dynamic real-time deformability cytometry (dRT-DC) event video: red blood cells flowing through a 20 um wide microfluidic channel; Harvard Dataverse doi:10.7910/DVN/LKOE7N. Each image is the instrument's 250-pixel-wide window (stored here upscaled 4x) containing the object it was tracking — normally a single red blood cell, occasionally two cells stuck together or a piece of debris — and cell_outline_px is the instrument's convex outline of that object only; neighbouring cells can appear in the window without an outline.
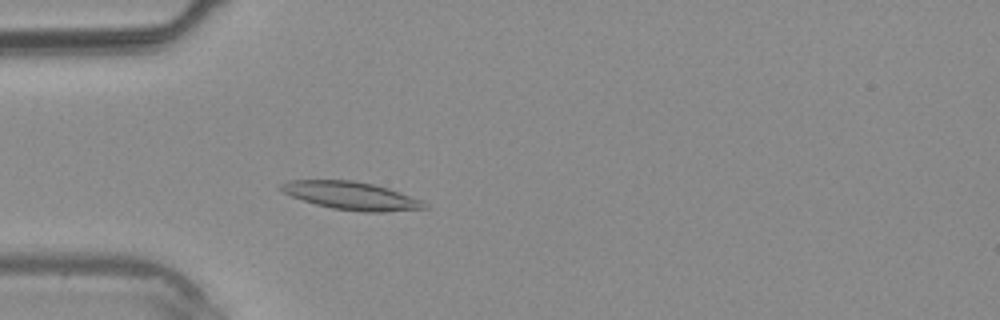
{"species": "common noctule bat (a hibernating species)", "species_latin": "Nyctalus noctula", "temperature_condition": "warm", "stored_images_in_passage": 39, "camera_frame_rate_fps": 3000, "um_per_image_px": 0.085, "animal": {"sex": "male", "body_mass_g": 20.4}, "frame": {"image": 1, "passage_image": 12, "time_ms": 3.667, "image_size_px": [1000, 320], "cell_outline_px": [[428, 208], [380, 212], [364, 212], [332, 208], [316, 204], [292, 196], [276, 188], [280, 184], [288, 180], [352, 180], [372, 184], [388, 188], [420, 200]], "centroid_in_image_um": [29.79, 16.62], "position_along_channel_um": 55.2, "area_um2": 23.0}}
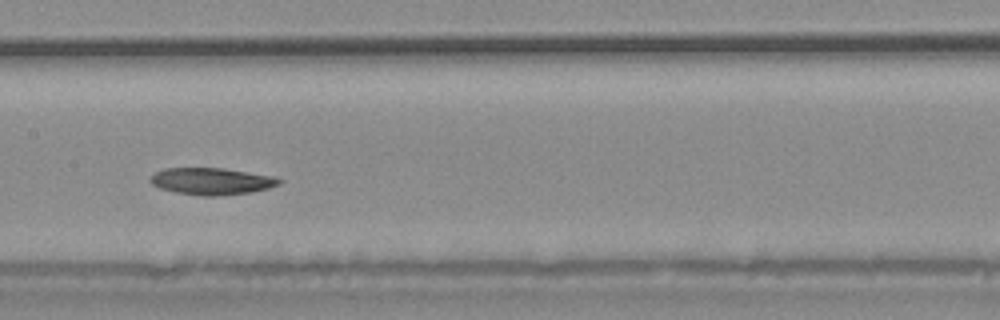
{"frame": {"image": 2, "passage_image": 20, "time_ms": 6.333, "image_size_px": [1000, 320], "cell_outline_px": [[284, 180], [280, 184], [268, 188], [252, 192], [216, 196], [200, 196], [176, 192], [160, 188], [152, 184], [148, 180], [156, 172], [164, 168], [224, 168], [276, 176]], "centroid_in_image_um": [18.03, 15.4], "position_along_channel_um": 189.4, "area_um2": 20.35}}
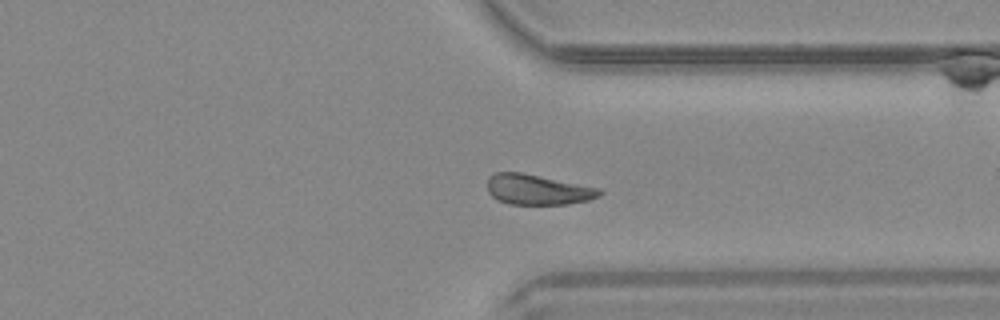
{"frame": {"image": 3, "passage_image": 30, "time_ms": 9.667, "image_size_px": [1000, 320], "cell_outline_px": [[604, 192], [600, 196], [588, 200], [568, 204], [508, 204], [496, 200], [488, 192], [488, 176], [496, 172], [520, 172], [600, 188]], "centroid_in_image_um": [45.69, 16.12], "position_along_channel_um": 365.7, "area_um2": 19.83}}